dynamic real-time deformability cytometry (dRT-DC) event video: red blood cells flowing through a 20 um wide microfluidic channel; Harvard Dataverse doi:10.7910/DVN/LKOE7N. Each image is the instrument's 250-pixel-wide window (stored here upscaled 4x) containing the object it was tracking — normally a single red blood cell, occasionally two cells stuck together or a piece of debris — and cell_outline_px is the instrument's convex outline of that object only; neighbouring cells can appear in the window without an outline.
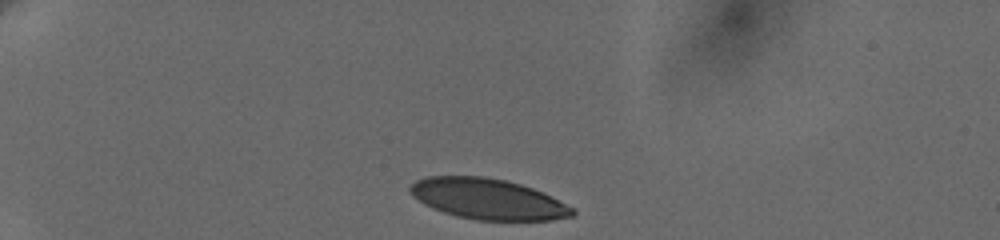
{"species": "human", "species_latin": "Homo sapiens", "temperature_condition": "cold", "stored_images_in_passage": 2, "camera_frame_rate_fps": 3000, "um_per_image_px": 0.085, "donor": {"sex": "female"}, "frame": {"image": 1, "passage_image": 1, "time_ms": 0.0, "image_size_px": [1000, 240], "cell_outline_px": [[576, 212], [572, 216], [552, 220], [476, 220], [456, 216], [432, 208], [424, 204], [412, 196], [408, 192], [408, 188], [416, 180], [428, 176], [484, 176], [504, 180], [520, 184], [544, 192], [572, 208]], "centroid_in_image_um": [41.43, 16.91], "position_along_channel_um": 43.6, "area_um2": 38.44}}